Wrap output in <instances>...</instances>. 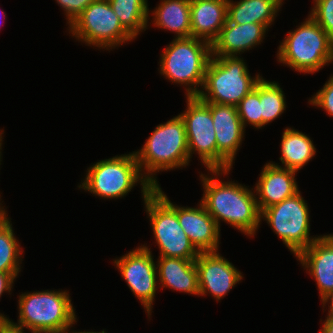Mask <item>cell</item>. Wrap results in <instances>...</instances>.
Returning a JSON list of instances; mask_svg holds the SVG:
<instances>
[{
	"label": "cell",
	"mask_w": 333,
	"mask_h": 333,
	"mask_svg": "<svg viewBox=\"0 0 333 333\" xmlns=\"http://www.w3.org/2000/svg\"><path fill=\"white\" fill-rule=\"evenodd\" d=\"M122 26L136 39L148 29V0H108Z\"/></svg>",
	"instance_id": "obj_24"
},
{
	"label": "cell",
	"mask_w": 333,
	"mask_h": 333,
	"mask_svg": "<svg viewBox=\"0 0 333 333\" xmlns=\"http://www.w3.org/2000/svg\"><path fill=\"white\" fill-rule=\"evenodd\" d=\"M67 30L76 41L109 52L135 40L122 26L108 0L92 2Z\"/></svg>",
	"instance_id": "obj_8"
},
{
	"label": "cell",
	"mask_w": 333,
	"mask_h": 333,
	"mask_svg": "<svg viewBox=\"0 0 333 333\" xmlns=\"http://www.w3.org/2000/svg\"><path fill=\"white\" fill-rule=\"evenodd\" d=\"M297 172L271 162L264 164L254 188L260 212L298 193Z\"/></svg>",
	"instance_id": "obj_16"
},
{
	"label": "cell",
	"mask_w": 333,
	"mask_h": 333,
	"mask_svg": "<svg viewBox=\"0 0 333 333\" xmlns=\"http://www.w3.org/2000/svg\"><path fill=\"white\" fill-rule=\"evenodd\" d=\"M148 11L153 16L148 26L152 23L161 30L175 33L174 38L191 37L190 0H161Z\"/></svg>",
	"instance_id": "obj_22"
},
{
	"label": "cell",
	"mask_w": 333,
	"mask_h": 333,
	"mask_svg": "<svg viewBox=\"0 0 333 333\" xmlns=\"http://www.w3.org/2000/svg\"><path fill=\"white\" fill-rule=\"evenodd\" d=\"M262 220L270 226L294 257L321 236L310 235V210L301 191L264 209L261 212Z\"/></svg>",
	"instance_id": "obj_9"
},
{
	"label": "cell",
	"mask_w": 333,
	"mask_h": 333,
	"mask_svg": "<svg viewBox=\"0 0 333 333\" xmlns=\"http://www.w3.org/2000/svg\"><path fill=\"white\" fill-rule=\"evenodd\" d=\"M281 138L279 160L282 165L273 161L271 163L299 172L315 157L317 151L313 140L302 131L288 126L284 128Z\"/></svg>",
	"instance_id": "obj_23"
},
{
	"label": "cell",
	"mask_w": 333,
	"mask_h": 333,
	"mask_svg": "<svg viewBox=\"0 0 333 333\" xmlns=\"http://www.w3.org/2000/svg\"><path fill=\"white\" fill-rule=\"evenodd\" d=\"M85 174L78 188L99 199H122L138 184L144 199L154 189L141 174L133 151L99 160L87 167Z\"/></svg>",
	"instance_id": "obj_5"
},
{
	"label": "cell",
	"mask_w": 333,
	"mask_h": 333,
	"mask_svg": "<svg viewBox=\"0 0 333 333\" xmlns=\"http://www.w3.org/2000/svg\"><path fill=\"white\" fill-rule=\"evenodd\" d=\"M72 328H74L73 326L67 331V333H108L106 331V329L100 330V332L98 331H76V330H72ZM71 330V331H70Z\"/></svg>",
	"instance_id": "obj_36"
},
{
	"label": "cell",
	"mask_w": 333,
	"mask_h": 333,
	"mask_svg": "<svg viewBox=\"0 0 333 333\" xmlns=\"http://www.w3.org/2000/svg\"><path fill=\"white\" fill-rule=\"evenodd\" d=\"M228 0H190L191 37L212 44L227 20Z\"/></svg>",
	"instance_id": "obj_19"
},
{
	"label": "cell",
	"mask_w": 333,
	"mask_h": 333,
	"mask_svg": "<svg viewBox=\"0 0 333 333\" xmlns=\"http://www.w3.org/2000/svg\"><path fill=\"white\" fill-rule=\"evenodd\" d=\"M148 246L147 243L141 244L126 254L116 257L113 265L120 272L132 294L139 300L150 320L159 284L156 261Z\"/></svg>",
	"instance_id": "obj_11"
},
{
	"label": "cell",
	"mask_w": 333,
	"mask_h": 333,
	"mask_svg": "<svg viewBox=\"0 0 333 333\" xmlns=\"http://www.w3.org/2000/svg\"><path fill=\"white\" fill-rule=\"evenodd\" d=\"M3 137H4V129H0V166L2 162V146H3Z\"/></svg>",
	"instance_id": "obj_37"
},
{
	"label": "cell",
	"mask_w": 333,
	"mask_h": 333,
	"mask_svg": "<svg viewBox=\"0 0 333 333\" xmlns=\"http://www.w3.org/2000/svg\"><path fill=\"white\" fill-rule=\"evenodd\" d=\"M236 107L244 129L248 125H252V127H254L256 130L262 129V115L258 94V82L256 86L242 98Z\"/></svg>",
	"instance_id": "obj_27"
},
{
	"label": "cell",
	"mask_w": 333,
	"mask_h": 333,
	"mask_svg": "<svg viewBox=\"0 0 333 333\" xmlns=\"http://www.w3.org/2000/svg\"><path fill=\"white\" fill-rule=\"evenodd\" d=\"M321 303H322V310H324L323 312L326 311L325 307L328 305V313L326 316H329V317H333V291L328 293L326 296H324L321 300Z\"/></svg>",
	"instance_id": "obj_33"
},
{
	"label": "cell",
	"mask_w": 333,
	"mask_h": 333,
	"mask_svg": "<svg viewBox=\"0 0 333 333\" xmlns=\"http://www.w3.org/2000/svg\"><path fill=\"white\" fill-rule=\"evenodd\" d=\"M309 15L333 41V0H313Z\"/></svg>",
	"instance_id": "obj_28"
},
{
	"label": "cell",
	"mask_w": 333,
	"mask_h": 333,
	"mask_svg": "<svg viewBox=\"0 0 333 333\" xmlns=\"http://www.w3.org/2000/svg\"><path fill=\"white\" fill-rule=\"evenodd\" d=\"M230 171L231 169L208 170L206 174L201 172L199 178L204 192L200 201L219 228L222 221L246 237L253 238L262 222L254 188L250 189L238 181L220 179L223 175L228 177Z\"/></svg>",
	"instance_id": "obj_1"
},
{
	"label": "cell",
	"mask_w": 333,
	"mask_h": 333,
	"mask_svg": "<svg viewBox=\"0 0 333 333\" xmlns=\"http://www.w3.org/2000/svg\"><path fill=\"white\" fill-rule=\"evenodd\" d=\"M268 31L262 24L240 25L226 20L217 39L211 44L212 56H241L245 51L261 45Z\"/></svg>",
	"instance_id": "obj_18"
},
{
	"label": "cell",
	"mask_w": 333,
	"mask_h": 333,
	"mask_svg": "<svg viewBox=\"0 0 333 333\" xmlns=\"http://www.w3.org/2000/svg\"><path fill=\"white\" fill-rule=\"evenodd\" d=\"M308 104L321 108L328 116L333 117V75L329 76L323 87L308 99Z\"/></svg>",
	"instance_id": "obj_29"
},
{
	"label": "cell",
	"mask_w": 333,
	"mask_h": 333,
	"mask_svg": "<svg viewBox=\"0 0 333 333\" xmlns=\"http://www.w3.org/2000/svg\"><path fill=\"white\" fill-rule=\"evenodd\" d=\"M296 259L314 278L320 299L333 291V233L321 235Z\"/></svg>",
	"instance_id": "obj_17"
},
{
	"label": "cell",
	"mask_w": 333,
	"mask_h": 333,
	"mask_svg": "<svg viewBox=\"0 0 333 333\" xmlns=\"http://www.w3.org/2000/svg\"><path fill=\"white\" fill-rule=\"evenodd\" d=\"M186 110L179 113L186 126L190 161L193 154L207 170H217V141L210 111V102L197 96L186 97Z\"/></svg>",
	"instance_id": "obj_12"
},
{
	"label": "cell",
	"mask_w": 333,
	"mask_h": 333,
	"mask_svg": "<svg viewBox=\"0 0 333 333\" xmlns=\"http://www.w3.org/2000/svg\"><path fill=\"white\" fill-rule=\"evenodd\" d=\"M133 152L141 174L153 187H159L157 173L183 169L190 165L183 118L178 114L157 125L142 148Z\"/></svg>",
	"instance_id": "obj_2"
},
{
	"label": "cell",
	"mask_w": 333,
	"mask_h": 333,
	"mask_svg": "<svg viewBox=\"0 0 333 333\" xmlns=\"http://www.w3.org/2000/svg\"><path fill=\"white\" fill-rule=\"evenodd\" d=\"M242 56H211L203 86L197 95L204 102L237 106L262 78L253 76Z\"/></svg>",
	"instance_id": "obj_7"
},
{
	"label": "cell",
	"mask_w": 333,
	"mask_h": 333,
	"mask_svg": "<svg viewBox=\"0 0 333 333\" xmlns=\"http://www.w3.org/2000/svg\"><path fill=\"white\" fill-rule=\"evenodd\" d=\"M11 218L0 226V272H21L23 253L15 236Z\"/></svg>",
	"instance_id": "obj_26"
},
{
	"label": "cell",
	"mask_w": 333,
	"mask_h": 333,
	"mask_svg": "<svg viewBox=\"0 0 333 333\" xmlns=\"http://www.w3.org/2000/svg\"><path fill=\"white\" fill-rule=\"evenodd\" d=\"M21 272H0V298L3 294H12V289L14 288V282L18 278ZM0 320H9V317L4 313L0 312Z\"/></svg>",
	"instance_id": "obj_31"
},
{
	"label": "cell",
	"mask_w": 333,
	"mask_h": 333,
	"mask_svg": "<svg viewBox=\"0 0 333 333\" xmlns=\"http://www.w3.org/2000/svg\"><path fill=\"white\" fill-rule=\"evenodd\" d=\"M176 213L179 224L199 252L219 251L221 229L199 201L196 207L173 204L161 186L153 189Z\"/></svg>",
	"instance_id": "obj_13"
},
{
	"label": "cell",
	"mask_w": 333,
	"mask_h": 333,
	"mask_svg": "<svg viewBox=\"0 0 333 333\" xmlns=\"http://www.w3.org/2000/svg\"><path fill=\"white\" fill-rule=\"evenodd\" d=\"M159 288L199 297L195 260L159 256L156 261Z\"/></svg>",
	"instance_id": "obj_20"
},
{
	"label": "cell",
	"mask_w": 333,
	"mask_h": 333,
	"mask_svg": "<svg viewBox=\"0 0 333 333\" xmlns=\"http://www.w3.org/2000/svg\"><path fill=\"white\" fill-rule=\"evenodd\" d=\"M258 81V94L262 115V128L278 119L286 110V96L280 84L276 81Z\"/></svg>",
	"instance_id": "obj_25"
},
{
	"label": "cell",
	"mask_w": 333,
	"mask_h": 333,
	"mask_svg": "<svg viewBox=\"0 0 333 333\" xmlns=\"http://www.w3.org/2000/svg\"><path fill=\"white\" fill-rule=\"evenodd\" d=\"M300 24L280 41L276 57L295 72L312 75L333 63V41L309 14Z\"/></svg>",
	"instance_id": "obj_4"
},
{
	"label": "cell",
	"mask_w": 333,
	"mask_h": 333,
	"mask_svg": "<svg viewBox=\"0 0 333 333\" xmlns=\"http://www.w3.org/2000/svg\"><path fill=\"white\" fill-rule=\"evenodd\" d=\"M64 11L66 25L69 27L73 21L96 0H55Z\"/></svg>",
	"instance_id": "obj_30"
},
{
	"label": "cell",
	"mask_w": 333,
	"mask_h": 333,
	"mask_svg": "<svg viewBox=\"0 0 333 333\" xmlns=\"http://www.w3.org/2000/svg\"><path fill=\"white\" fill-rule=\"evenodd\" d=\"M17 298V323L10 320L17 326L34 333H63L77 324L68 290L26 291Z\"/></svg>",
	"instance_id": "obj_3"
},
{
	"label": "cell",
	"mask_w": 333,
	"mask_h": 333,
	"mask_svg": "<svg viewBox=\"0 0 333 333\" xmlns=\"http://www.w3.org/2000/svg\"><path fill=\"white\" fill-rule=\"evenodd\" d=\"M211 56V44L204 40L173 38L161 51L158 71L169 82L184 86L185 97L197 96Z\"/></svg>",
	"instance_id": "obj_6"
},
{
	"label": "cell",
	"mask_w": 333,
	"mask_h": 333,
	"mask_svg": "<svg viewBox=\"0 0 333 333\" xmlns=\"http://www.w3.org/2000/svg\"><path fill=\"white\" fill-rule=\"evenodd\" d=\"M142 201L159 256L196 260L200 252L184 233L177 213L154 190Z\"/></svg>",
	"instance_id": "obj_10"
},
{
	"label": "cell",
	"mask_w": 333,
	"mask_h": 333,
	"mask_svg": "<svg viewBox=\"0 0 333 333\" xmlns=\"http://www.w3.org/2000/svg\"><path fill=\"white\" fill-rule=\"evenodd\" d=\"M26 328L15 325L9 320H0V333H27ZM28 333H34L27 330ZM30 331V332H29Z\"/></svg>",
	"instance_id": "obj_32"
},
{
	"label": "cell",
	"mask_w": 333,
	"mask_h": 333,
	"mask_svg": "<svg viewBox=\"0 0 333 333\" xmlns=\"http://www.w3.org/2000/svg\"><path fill=\"white\" fill-rule=\"evenodd\" d=\"M2 194V193H0ZM1 195H0V226H2L4 223H6L10 217V215H8V212H7V208L5 206H3V201H1ZM5 207V208H4Z\"/></svg>",
	"instance_id": "obj_35"
},
{
	"label": "cell",
	"mask_w": 333,
	"mask_h": 333,
	"mask_svg": "<svg viewBox=\"0 0 333 333\" xmlns=\"http://www.w3.org/2000/svg\"><path fill=\"white\" fill-rule=\"evenodd\" d=\"M220 254L219 251L200 252L195 260L199 296L210 294L218 302L244 278L242 272Z\"/></svg>",
	"instance_id": "obj_14"
},
{
	"label": "cell",
	"mask_w": 333,
	"mask_h": 333,
	"mask_svg": "<svg viewBox=\"0 0 333 333\" xmlns=\"http://www.w3.org/2000/svg\"><path fill=\"white\" fill-rule=\"evenodd\" d=\"M322 323L319 333H333V317L325 316Z\"/></svg>",
	"instance_id": "obj_34"
},
{
	"label": "cell",
	"mask_w": 333,
	"mask_h": 333,
	"mask_svg": "<svg viewBox=\"0 0 333 333\" xmlns=\"http://www.w3.org/2000/svg\"><path fill=\"white\" fill-rule=\"evenodd\" d=\"M210 111L217 141V170L232 169L237 152L245 140L246 129L236 106L210 102Z\"/></svg>",
	"instance_id": "obj_15"
},
{
	"label": "cell",
	"mask_w": 333,
	"mask_h": 333,
	"mask_svg": "<svg viewBox=\"0 0 333 333\" xmlns=\"http://www.w3.org/2000/svg\"><path fill=\"white\" fill-rule=\"evenodd\" d=\"M285 0H228L227 20L243 25L257 23L270 29Z\"/></svg>",
	"instance_id": "obj_21"
}]
</instances>
